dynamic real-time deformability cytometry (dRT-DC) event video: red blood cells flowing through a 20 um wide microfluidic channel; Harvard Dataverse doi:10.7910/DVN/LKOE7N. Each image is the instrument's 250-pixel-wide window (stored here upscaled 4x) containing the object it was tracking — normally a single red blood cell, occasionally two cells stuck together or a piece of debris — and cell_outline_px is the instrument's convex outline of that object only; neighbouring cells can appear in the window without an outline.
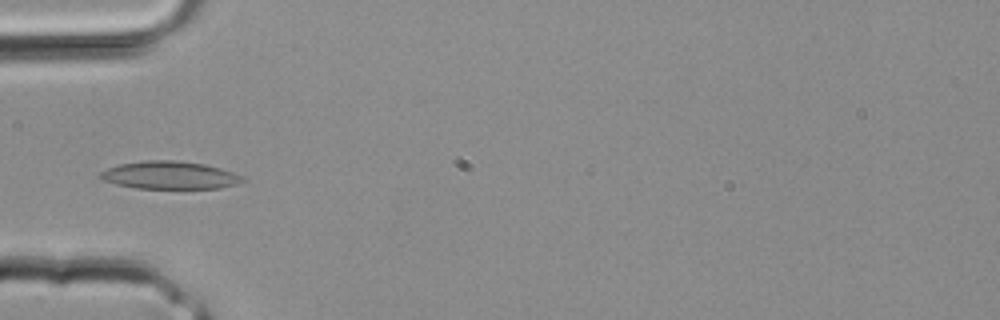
{"species": "common noctule bat (a hibernating species)", "species_latin": "Nyctalus noctula", "temperature_condition": "room temperature", "stored_images_in_passage": 3, "camera_frame_rate_fps": 3000, "um_per_image_px": 0.085, "animal": {"sex": "male", "body_mass_g": 20.4}, "frame": {"image": 1, "passage_image": 3, "time_ms": 0.667, "image_size_px": [1000, 320], "cell_outline_px": [[248, 180], [236, 184], [220, 188], [136, 188], [116, 184], [100, 180], [100, 172], [108, 168], [120, 164], [144, 160], [176, 160], [204, 164], [220, 168], [232, 172]], "centroid_in_image_um": [14.41, 14.89], "position_along_channel_um": 70.6, "area_um2": 22.95}}